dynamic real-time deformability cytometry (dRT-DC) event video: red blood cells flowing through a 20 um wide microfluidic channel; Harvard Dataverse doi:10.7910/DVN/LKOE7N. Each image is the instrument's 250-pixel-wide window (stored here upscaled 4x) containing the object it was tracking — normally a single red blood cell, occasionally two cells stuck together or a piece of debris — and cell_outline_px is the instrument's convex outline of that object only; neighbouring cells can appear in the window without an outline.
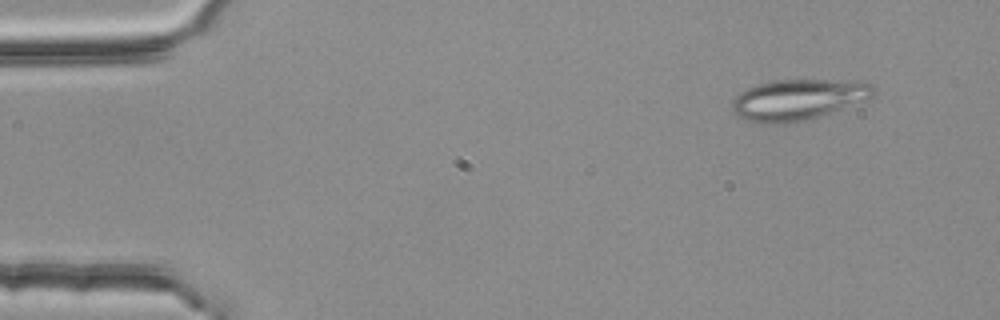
{"species": "common noctule bat (a hibernating species)", "species_latin": "Nyctalus noctula", "temperature_condition": "room temperature", "stored_images_in_passage": 3, "camera_frame_rate_fps": 3000, "um_per_image_px": 0.085, "animal": {"sex": "female", "body_mass_g": 25.1}, "frame": {"image": 1, "passage_image": 1, "time_ms": 0.0, "image_size_px": [1000, 320], "cell_outline_px": [[876, 92], [872, 96], [840, 108], [816, 116], [788, 124], [764, 124], [748, 120], [740, 116], [732, 108], [732, 100], [740, 92], [748, 88], [760, 84], [776, 80], [864, 80], [872, 84], [876, 88]], "centroid_in_image_um": [67.84, 8.44], "position_along_channel_um": 17.2, "area_um2": 33.12}}